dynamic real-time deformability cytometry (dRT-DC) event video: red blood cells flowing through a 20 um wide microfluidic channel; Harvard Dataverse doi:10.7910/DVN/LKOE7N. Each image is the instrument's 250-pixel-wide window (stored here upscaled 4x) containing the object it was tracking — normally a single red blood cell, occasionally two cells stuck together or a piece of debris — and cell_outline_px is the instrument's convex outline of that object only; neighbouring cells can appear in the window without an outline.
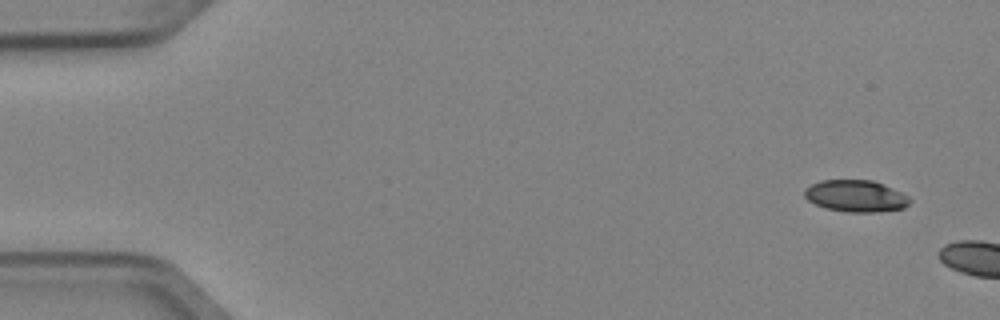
{"species": "Egyptian fruit bat (a non-hibernating species)", "species_latin": "Rousettus aegyptiacus", "temperature_condition": "cold", "stored_images_in_passage": 2, "camera_frame_rate_fps": 3000, "um_per_image_px": 0.085, "animal": {"sex": "female"}, "frame": {"image": 1, "passage_image": 1, "time_ms": 0.0, "image_size_px": [1000, 320], "cell_outline_px": [[912, 200], [904, 208], [880, 212], [848, 212], [824, 208], [808, 200], [804, 196], [804, 188], [820, 180], [872, 180], [884, 184], [908, 196]], "centroid_in_image_um": [72.74, 16.66], "position_along_channel_um": 12.3, "area_um2": 19.59}}